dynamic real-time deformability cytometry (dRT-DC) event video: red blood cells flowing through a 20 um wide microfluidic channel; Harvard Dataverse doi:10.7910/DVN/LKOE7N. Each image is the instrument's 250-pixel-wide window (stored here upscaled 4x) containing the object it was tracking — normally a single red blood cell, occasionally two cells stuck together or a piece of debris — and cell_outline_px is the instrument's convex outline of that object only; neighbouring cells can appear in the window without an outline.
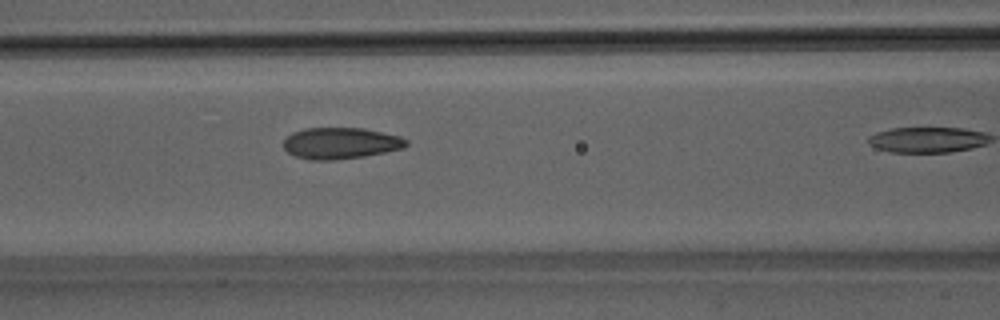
{"species": "Egyptian fruit bat (a non-hibernating species)", "species_latin": "Rousettus aegyptiacus", "temperature_condition": "room temperature", "stored_images_in_passage": 8, "camera_frame_rate_fps": 3000, "um_per_image_px": 0.085, "animal": {"sex": "male"}, "frame": {"image": 1, "passage_image": 7, "time_ms": 2.0, "image_size_px": [1000, 320], "cell_outline_px": [[408, 144], [404, 148], [364, 156], [332, 160], [308, 160], [296, 156], [288, 152], [284, 148], [284, 140], [292, 132], [304, 128], [364, 128], [400, 136], [408, 140]], "centroid_in_image_um": [28.95, 12.17], "position_along_channel_um": 137.6, "area_um2": 22.43}}